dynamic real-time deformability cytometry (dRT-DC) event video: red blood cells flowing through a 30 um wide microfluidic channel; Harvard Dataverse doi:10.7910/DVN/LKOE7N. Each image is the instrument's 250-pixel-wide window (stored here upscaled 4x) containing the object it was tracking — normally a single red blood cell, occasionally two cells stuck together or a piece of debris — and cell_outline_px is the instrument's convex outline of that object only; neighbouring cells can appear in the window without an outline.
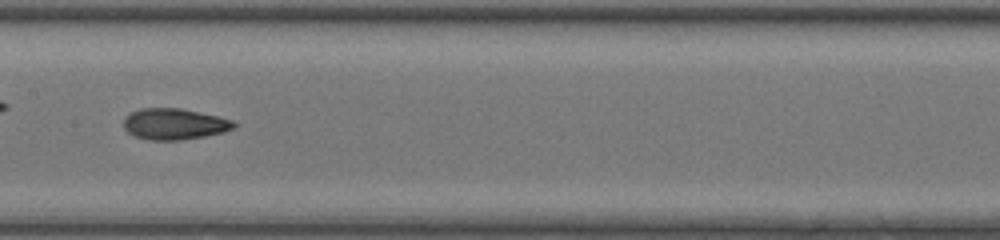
{"species": "common noctule bat (a hibernating species)", "species_latin": "Nyctalus noctula", "temperature_condition": "room temperature", "stored_images_in_passage": 50, "camera_frame_rate_fps": 3000, "um_per_image_px": 0.085, "animal": {"sex": "female", "body_mass_g": 20.0, "forearm_length_mm": 54.0}, "frame": {"image": 1, "passage_image": 29, "time_ms": 9.333, "image_size_px": [1000, 240], "cell_outline_px": [[236, 128], [224, 132], [204, 136], [180, 140], [148, 140], [136, 136], [128, 132], [124, 128], [124, 120], [132, 112], [140, 108], [180, 108], [216, 116], [232, 120], [236, 124]], "centroid_in_image_um": [14.83, 10.55], "position_along_channel_um": 192.6, "area_um2": 19.83}, "authors_computed_cell_mechanics": {"area_um2": 19.8254, "velocity_mm_per_s": 4.4338, "shape_relaxation_time_tau1_ms": 9.0375, "shape_relaxation_time_tau2_ms": 1.2872, "deformation_change_tau1": 0.2723, "deformation_change_tau2": 0.0713}}